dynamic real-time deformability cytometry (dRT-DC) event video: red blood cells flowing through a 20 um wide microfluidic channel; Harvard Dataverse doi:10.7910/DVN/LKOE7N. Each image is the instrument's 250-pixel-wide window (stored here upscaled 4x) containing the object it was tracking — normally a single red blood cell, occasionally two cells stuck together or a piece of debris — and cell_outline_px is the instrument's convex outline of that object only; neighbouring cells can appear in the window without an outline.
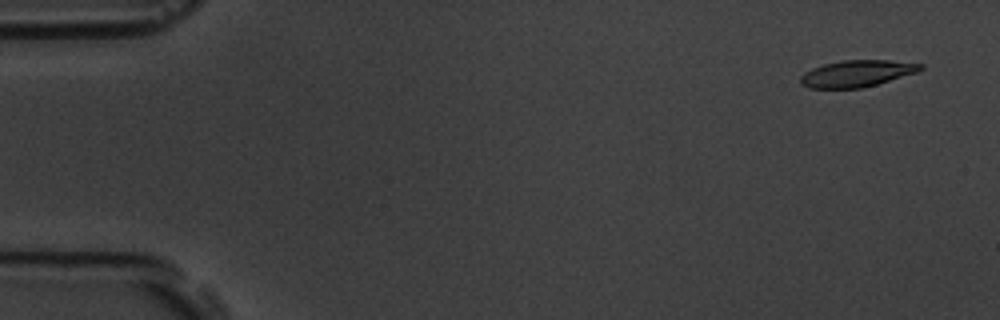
{"species": "common noctule bat (a hibernating species)", "species_latin": "Nyctalus noctula", "temperature_condition": "room temperature", "stored_images_in_passage": 5, "camera_frame_rate_fps": 3000, "um_per_image_px": 0.085, "animal": {"sex": "male", "body_mass_g": 19.5, "forearm_length_mm": 54.6}, "frame": {"image": 1, "passage_image": 1, "time_ms": 0.0, "image_size_px": [1000, 320], "cell_outline_px": [[924, 68], [916, 72], [876, 84], [860, 88], [808, 88], [800, 84], [800, 76], [804, 72], [812, 68], [824, 64], [844, 60], [888, 60], [924, 64]], "centroid_in_image_um": [72.79, 6.24], "position_along_channel_um": 12.2, "area_um2": 18.5}}
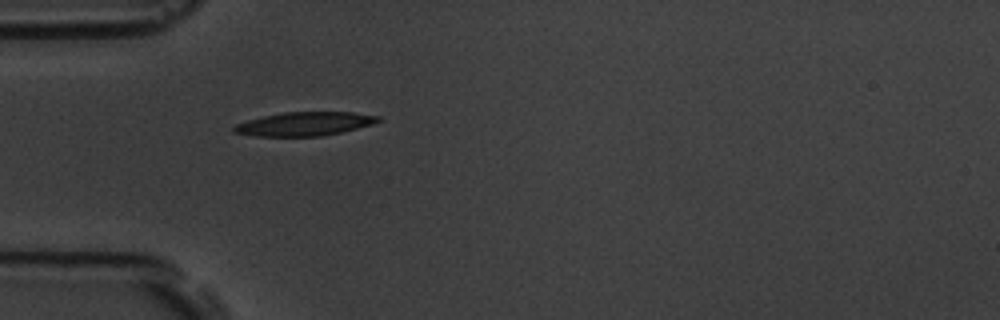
{"frame": {"image": 2, "passage_image": 5, "time_ms": 4.667, "image_size_px": [1000, 320], "cell_outline_px": [[384, 120], [372, 124], [340, 132], [320, 136], [256, 136], [232, 132], [232, 128], [236, 124], [248, 120], [264, 116], [284, 112], [352, 112], [380, 116]], "centroid_in_image_um": [25.9, 10.52], "position_along_channel_um": 59.1, "area_um2": 19.83}}